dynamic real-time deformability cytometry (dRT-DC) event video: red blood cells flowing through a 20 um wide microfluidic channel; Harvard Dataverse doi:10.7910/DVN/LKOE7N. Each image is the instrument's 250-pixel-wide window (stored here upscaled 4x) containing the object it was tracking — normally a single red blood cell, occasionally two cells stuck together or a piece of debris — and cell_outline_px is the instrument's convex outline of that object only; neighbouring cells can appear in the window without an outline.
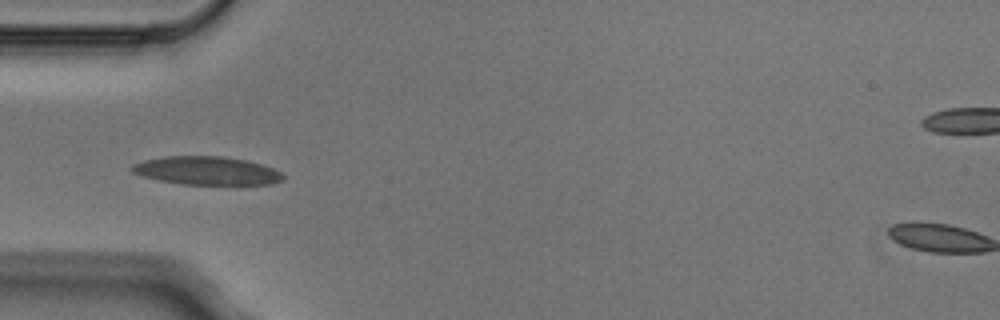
{"species": "Egyptian fruit bat (a non-hibernating species)", "species_latin": "Rousettus aegyptiacus", "temperature_condition": "cold", "stored_images_in_passage": 5, "camera_frame_rate_fps": 3000, "um_per_image_px": 0.085, "animal": {"sex": "male"}, "frame": {"image": 1, "passage_image": 4, "time_ms": 1.0, "image_size_px": [1000, 320], "cell_outline_px": [[284, 180], [272, 184], [236, 188], [180, 184], [160, 180], [144, 176], [132, 172], [132, 164], [144, 160], [164, 156], [220, 156], [244, 160], [260, 164], [272, 168], [280, 172], [284, 176]], "centroid_in_image_um": [17.67, 14.57], "position_along_channel_um": 67.3, "area_um2": 26.01}}
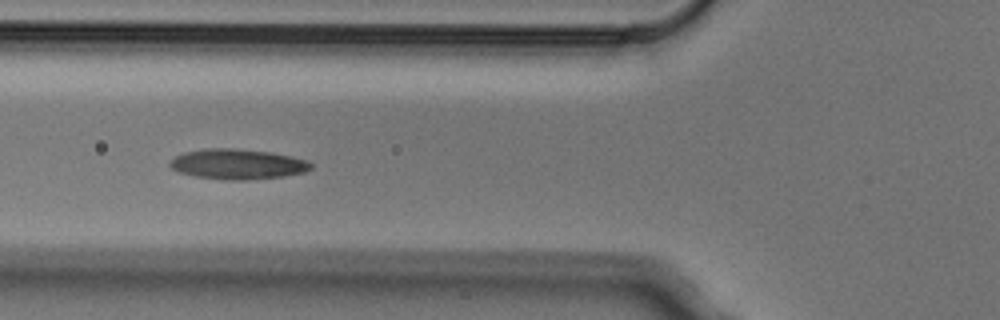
{"frame": {"image": 2, "passage_image": 5, "time_ms": 1.333, "image_size_px": [1000, 320], "cell_outline_px": [[312, 168], [304, 172], [284, 176], [248, 180], [224, 180], [196, 176], [180, 172], [172, 168], [168, 164], [176, 156], [184, 152], [208, 148], [232, 148], [272, 152], [292, 156], [308, 160], [312, 164]], "centroid_in_image_um": [20.23, 13.95], "position_along_channel_um": 105.6, "area_um2": 24.85}}